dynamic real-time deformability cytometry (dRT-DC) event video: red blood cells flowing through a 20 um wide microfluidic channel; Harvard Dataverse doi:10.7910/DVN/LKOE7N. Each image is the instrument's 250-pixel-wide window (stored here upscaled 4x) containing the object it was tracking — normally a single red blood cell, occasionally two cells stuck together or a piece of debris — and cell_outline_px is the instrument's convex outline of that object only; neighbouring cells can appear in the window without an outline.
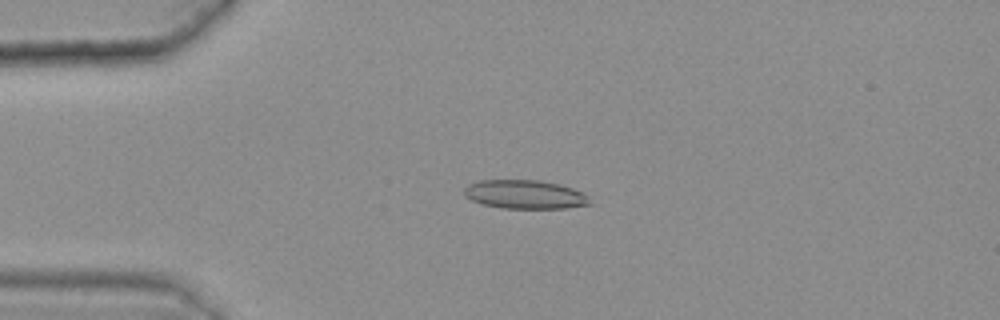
{"species": "common noctule bat (a hibernating species)", "species_latin": "Nyctalus noctula", "temperature_condition": "warm", "stored_images_in_passage": 48, "camera_frame_rate_fps": 3000, "um_per_image_px": 0.085, "animal": {"sex": "female", "body_mass_g": 25.1}, "frame": {"image": 1, "passage_image": 14, "time_ms": 4.333, "image_size_px": [1000, 320], "cell_outline_px": [[592, 204], [564, 208], [500, 208], [484, 204], [472, 200], [464, 192], [464, 188], [468, 184], [480, 180], [540, 180], [560, 184], [572, 188], [588, 196]], "centroid_in_image_um": [44.63, 16.52], "position_along_channel_um": 40.4, "area_um2": 20.92}}
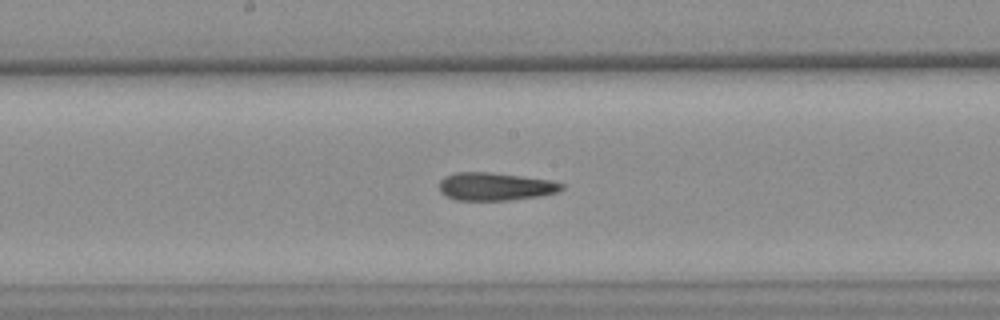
{"frame": {"image": 2, "passage_image": 30, "time_ms": 9.667, "image_size_px": [1000, 320], "cell_outline_px": [[564, 188], [556, 192], [540, 196], [508, 200], [456, 200], [440, 192], [440, 180], [444, 176], [456, 172], [488, 172], [552, 180], [564, 184]], "centroid_in_image_um": [42.09, 15.85], "position_along_channel_um": 206.1, "area_um2": 19.83}}
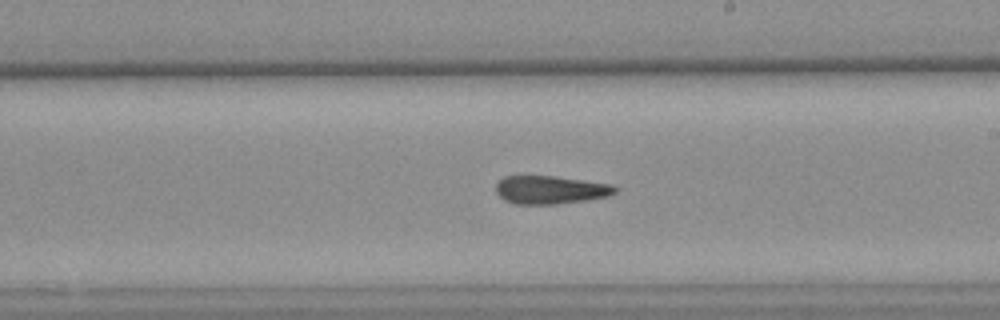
{"frame": {"image": 3, "passage_image": 33, "time_ms": 10.667, "image_size_px": [1000, 320], "cell_outline_px": [[620, 188], [616, 192], [608, 196], [584, 200], [556, 204], [516, 204], [504, 200], [496, 192], [496, 184], [504, 176], [552, 176], [612, 184]], "centroid_in_image_um": [46.79, 16.13], "position_along_channel_um": 242.2, "area_um2": 19.48}, "authors_computed_cell_mechanics": {"area_um2": 20.519, "velocity_mm_per_s": 3.6325, "shape_relaxation_time_tau1_ms": null, "shape_relaxation_time_tau2_ms": 7.963, "deformation_change_tau1": null, "deformation_change_tau2": 0.1975}}